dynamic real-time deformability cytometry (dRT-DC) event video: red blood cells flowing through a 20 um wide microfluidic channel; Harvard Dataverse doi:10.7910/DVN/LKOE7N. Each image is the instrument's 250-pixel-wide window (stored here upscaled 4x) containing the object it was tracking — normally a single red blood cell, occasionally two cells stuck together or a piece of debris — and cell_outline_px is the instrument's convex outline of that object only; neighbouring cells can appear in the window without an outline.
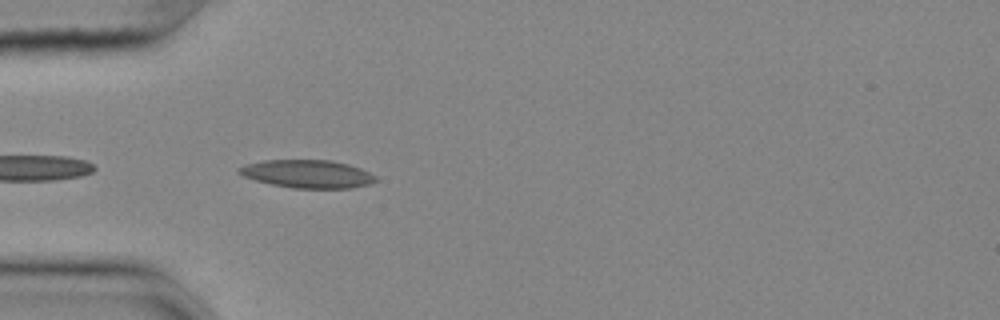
{"species": "common noctule bat (a hibernating species)", "species_latin": "Nyctalus noctula", "temperature_condition": "cold", "stored_images_in_passage": 7, "camera_frame_rate_fps": 3000, "um_per_image_px": 0.085, "animal": {"sex": "female", "body_mass_g": 25.1}, "frame": {"image": 1, "passage_image": 2, "time_ms": 0.333, "image_size_px": [1000, 320], "cell_outline_px": [[376, 180], [368, 184], [352, 188], [292, 188], [272, 184], [256, 180], [244, 176], [236, 172], [236, 168], [248, 164], [264, 160], [332, 160], [348, 164], [360, 168], [376, 176]], "centroid_in_image_um": [26.12, 14.78], "position_along_channel_um": 58.9, "area_um2": 22.2}}